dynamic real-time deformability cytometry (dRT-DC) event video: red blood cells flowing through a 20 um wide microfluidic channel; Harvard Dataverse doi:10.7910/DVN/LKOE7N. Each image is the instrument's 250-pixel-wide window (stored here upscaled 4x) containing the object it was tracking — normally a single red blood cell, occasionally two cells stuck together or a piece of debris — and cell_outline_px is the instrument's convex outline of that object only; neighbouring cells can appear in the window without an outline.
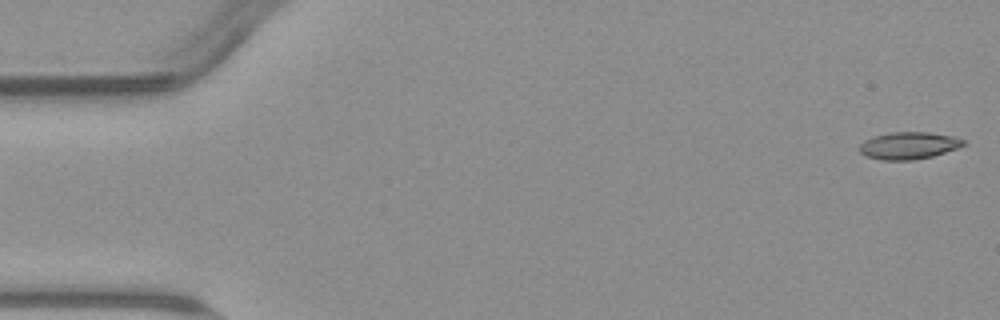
{"species": "common noctule bat (a hibernating species)", "species_latin": "Nyctalus noctula", "temperature_condition": "warm", "stored_images_in_passage": 54, "camera_frame_rate_fps": 3000, "um_per_image_px": 0.085, "animal": {"sex": "male", "body_mass_g": 23.1, "forearm_length_mm": 52.7}, "frame": {"image": 1, "passage_image": 1, "time_ms": 0.0, "image_size_px": [1000, 320], "cell_outline_px": [[968, 144], [932, 156], [912, 160], [880, 160], [864, 156], [860, 152], [860, 144], [864, 140], [872, 136], [888, 132], [928, 132], [952, 136], [964, 140]], "centroid_in_image_um": [77.2, 12.37], "position_along_channel_um": 7.8, "area_um2": 16.53}}
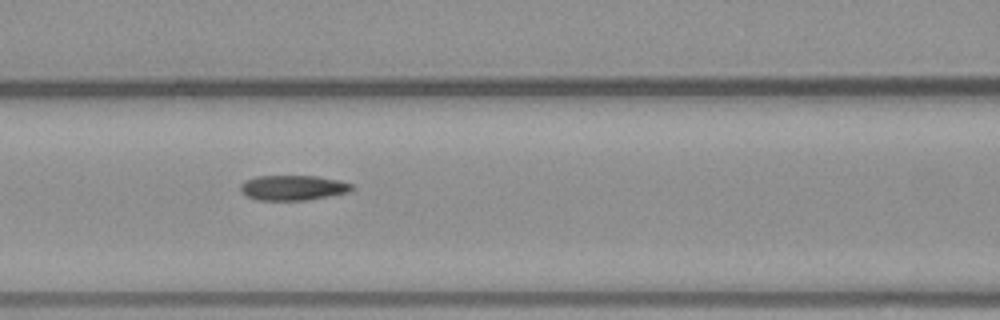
{"frame": {"image": 2, "passage_image": 23, "time_ms": 7.333, "image_size_px": [1000, 320], "cell_outline_px": [[356, 188], [348, 192], [308, 200], [256, 200], [240, 192], [240, 184], [244, 180], [256, 176], [316, 176], [340, 180], [352, 184]], "centroid_in_image_um": [24.89, 15.95], "position_along_channel_um": 141.7, "area_um2": 16.42}}
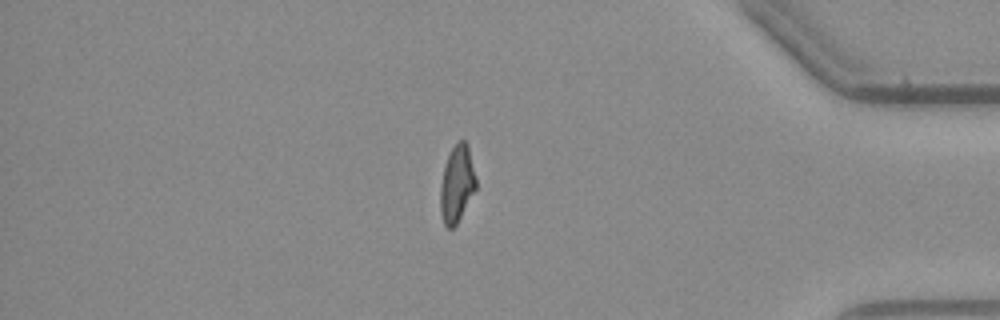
{"frame": {"image": 3, "passage_image": 46, "time_ms": 15.0, "image_size_px": [1000, 320], "cell_outline_px": [[476, 188], [456, 224], [452, 228], [448, 228], [444, 224], [440, 212], [440, 188], [444, 168], [448, 156], [456, 140], [464, 140], [468, 144], [476, 180]], "centroid_in_image_um": [38.83, 15.61], "position_along_channel_um": 396.4, "area_um2": 15.78}, "authors_computed_cell_mechanics": {"area_um2": 16.5597, "velocity_mm_per_s": 3.7958, "shape_relaxation_time_tau1_ms": null, "shape_relaxation_time_tau2_ms": 2.6631, "deformation_change_tau1": null, "deformation_change_tau2": 0.0959}}